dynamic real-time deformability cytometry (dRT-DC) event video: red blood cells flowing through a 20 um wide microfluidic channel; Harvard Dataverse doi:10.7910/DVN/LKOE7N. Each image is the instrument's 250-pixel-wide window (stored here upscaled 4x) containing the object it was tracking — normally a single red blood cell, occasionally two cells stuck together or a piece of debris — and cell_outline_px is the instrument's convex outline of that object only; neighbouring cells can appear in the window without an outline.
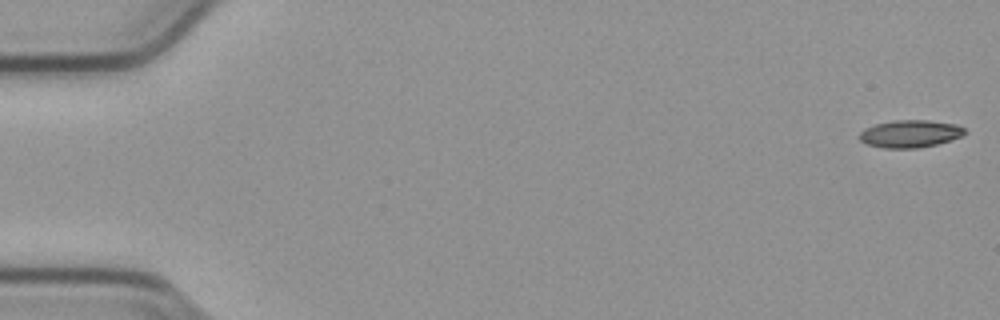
{"species": "common noctule bat (a hibernating species)", "species_latin": "Nyctalus noctula", "temperature_condition": "cold", "stored_images_in_passage": 54, "camera_frame_rate_fps": 3000, "um_per_image_px": 0.085, "animal": {"sex": "male", "body_mass_g": 23.1, "forearm_length_mm": 52.7}, "frame": {"image": 1, "passage_image": 1, "time_ms": 0.0, "image_size_px": [1000, 320], "cell_outline_px": [[968, 132], [960, 136], [936, 144], [916, 148], [884, 148], [868, 144], [860, 140], [860, 132], [864, 128], [876, 124], [892, 120], [928, 120], [956, 124], [964, 128]], "centroid_in_image_um": [77.35, 11.36], "position_along_channel_um": 7.6, "area_um2": 16.7}}
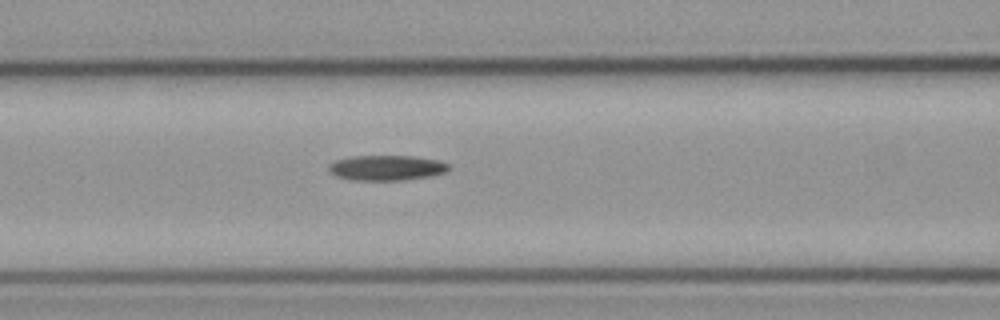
{"frame": {"image": 2, "passage_image": 23, "time_ms": 7.333, "image_size_px": [1000, 320], "cell_outline_px": [[448, 168], [444, 172], [432, 176], [404, 180], [352, 180], [336, 176], [328, 172], [328, 164], [336, 160], [352, 156], [412, 156], [440, 160], [448, 164]], "centroid_in_image_um": [32.82, 14.26], "position_along_channel_um": 133.8, "area_um2": 17.69}}
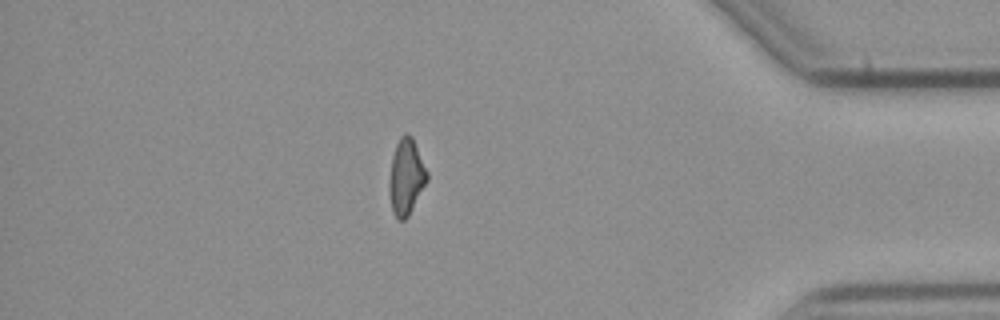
{"frame": {"image": 3, "passage_image": 47, "time_ms": 15.333, "image_size_px": [1000, 320], "cell_outline_px": [[428, 180], [408, 216], [404, 220], [396, 220], [392, 212], [388, 188], [388, 180], [392, 156], [396, 144], [400, 136], [404, 132], [408, 132], [412, 136], [428, 172]], "centroid_in_image_um": [34.5, 15.02], "position_along_channel_um": 400.7, "area_um2": 17.05}}